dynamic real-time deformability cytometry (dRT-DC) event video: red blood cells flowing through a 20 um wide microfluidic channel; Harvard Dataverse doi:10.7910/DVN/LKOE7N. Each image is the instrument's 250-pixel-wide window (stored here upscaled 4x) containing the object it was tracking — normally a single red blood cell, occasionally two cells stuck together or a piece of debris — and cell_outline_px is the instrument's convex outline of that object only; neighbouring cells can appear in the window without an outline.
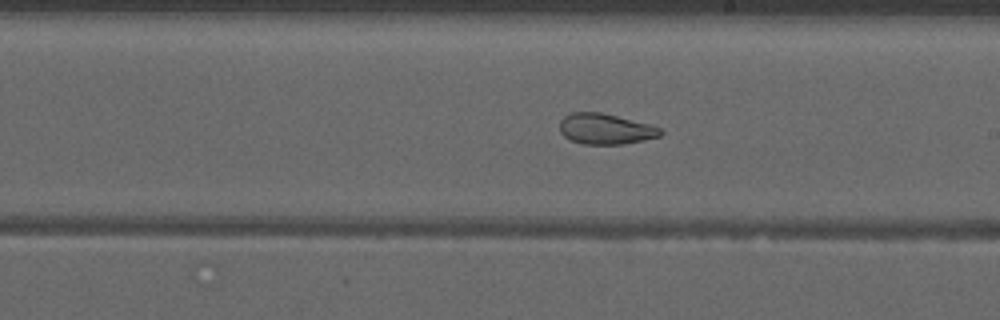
{"species": "common noctule bat (a hibernating species)", "species_latin": "Nyctalus noctula", "temperature_condition": "warm", "stored_images_in_passage": 51, "camera_frame_rate_fps": 3000, "um_per_image_px": 0.085, "animal": {"sex": "male", "forearm_length_mm": 52.5}, "frame": {"image": 1, "passage_image": 30, "time_ms": 9.667, "image_size_px": [1000, 320], "cell_outline_px": [[664, 132], [660, 136], [644, 140], [624, 144], [584, 144], [572, 140], [564, 136], [560, 132], [560, 120], [564, 116], [572, 112], [600, 112], [648, 124], [660, 128]], "centroid_in_image_um": [51.45, 10.96], "position_along_channel_um": 237.5, "area_um2": 17.86}, "authors_computed_cell_mechanics": {"area_um2": 23.8136, "velocity_mm_per_s": 3.9929, "shape_relaxation_time_tau1_ms": null, "shape_relaxation_time_tau2_ms": 2.003, "deformation_change_tau1": null, "deformation_change_tau2": 0.0892}}